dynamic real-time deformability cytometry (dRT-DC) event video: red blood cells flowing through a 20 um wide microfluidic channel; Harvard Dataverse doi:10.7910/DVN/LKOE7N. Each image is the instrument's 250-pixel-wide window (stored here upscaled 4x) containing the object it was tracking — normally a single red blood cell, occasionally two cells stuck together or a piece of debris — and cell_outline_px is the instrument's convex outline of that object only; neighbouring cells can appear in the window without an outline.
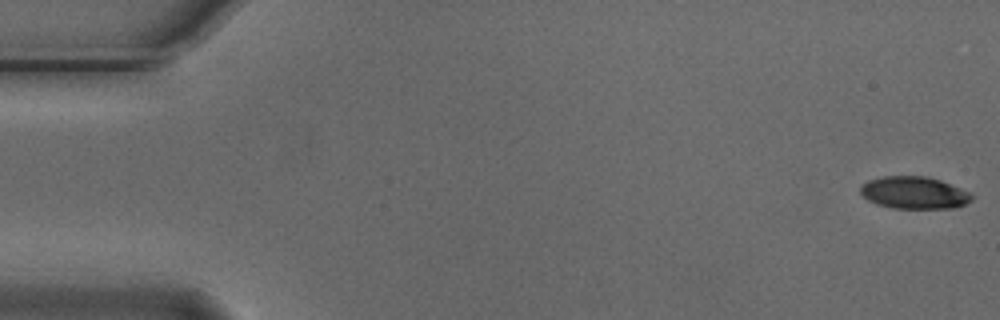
{"species": "Egyptian fruit bat (a non-hibernating species)", "species_latin": "Rousettus aegyptiacus", "temperature_condition": "cold", "stored_images_in_passage": 55, "camera_frame_rate_fps": 3000, "um_per_image_px": 0.085, "animal": {"sex": "male"}, "frame": {"image": 1, "passage_image": 1, "time_ms": 0.0, "image_size_px": [1000, 320], "cell_outline_px": [[972, 200], [956, 208], [892, 208], [876, 204], [868, 200], [860, 192], [860, 188], [868, 180], [884, 176], [924, 176], [940, 180], [972, 192]], "centroid_in_image_um": [77.72, 16.38], "position_along_channel_um": 7.3, "area_um2": 20.92}}
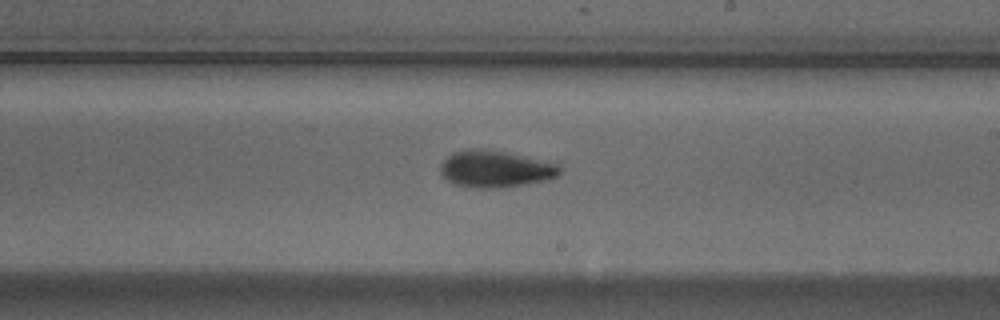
{"frame": {"image": 2, "passage_image": 32, "time_ms": 10.333, "image_size_px": [1000, 320], "cell_outline_px": [[560, 172], [556, 176], [548, 180], [524, 184], [496, 188], [480, 188], [456, 184], [448, 180], [440, 172], [440, 164], [448, 156], [456, 152], [468, 148], [484, 148], [508, 152], [556, 164], [560, 168]], "centroid_in_image_um": [42.08, 14.35], "position_along_channel_um": 246.9, "area_um2": 25.32}}
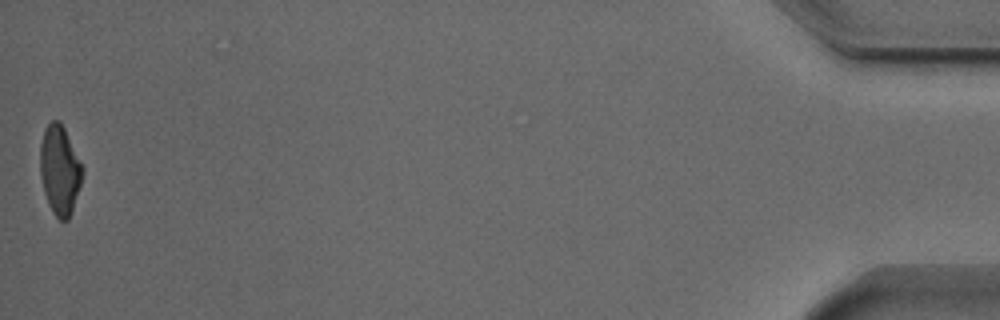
{"frame": {"image": 3, "passage_image": 55, "time_ms": 18.0, "image_size_px": [1000, 320], "cell_outline_px": [[84, 172], [72, 212], [68, 220], [60, 220], [52, 212], [48, 204], [44, 192], [40, 176], [40, 144], [44, 128], [52, 120], [60, 120], [84, 168]], "centroid_in_image_um": [5.07, 14.45], "position_along_channel_um": 430.1, "area_um2": 22.14}, "authors_computed_cell_mechanics": {"area_um2": 23.0044, "velocity_mm_per_s": 3.7221, "shape_relaxation_time_tau1_ms": 3.249, "shape_relaxation_time_tau2_ms": 5.8997, "deformation_change_tau1": 0.1491, "deformation_change_tau2": 0.143}}